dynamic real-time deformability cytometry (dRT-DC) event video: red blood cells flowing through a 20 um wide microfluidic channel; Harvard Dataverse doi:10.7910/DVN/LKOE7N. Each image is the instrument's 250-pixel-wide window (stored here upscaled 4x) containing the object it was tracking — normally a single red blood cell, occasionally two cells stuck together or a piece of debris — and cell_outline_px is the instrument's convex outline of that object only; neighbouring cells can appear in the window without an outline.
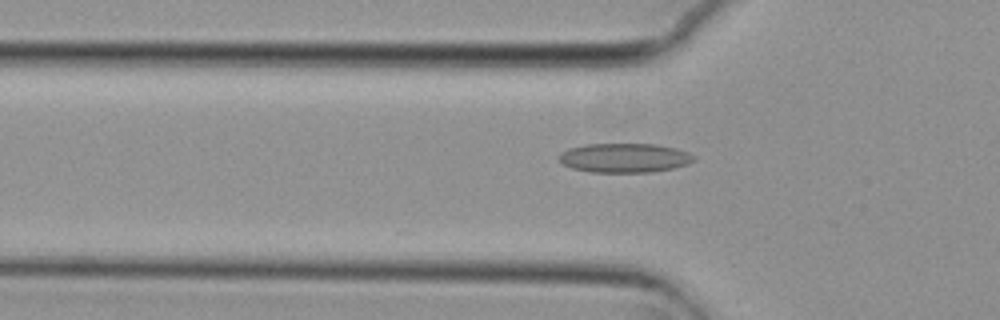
{"species": "common noctule bat (a hibernating species)", "species_latin": "Nyctalus noctula", "temperature_condition": "cold", "stored_images_in_passage": 39, "camera_frame_rate_fps": 3000, "um_per_image_px": 0.085, "animal": {"sex": "female", "body_mass_g": 29.2, "forearm_length_mm": 56.3}, "frame": {"image": 1, "passage_image": 2, "time_ms": 0.333, "image_size_px": [1000, 320], "cell_outline_px": [[696, 160], [688, 164], [672, 168], [652, 172], [592, 172], [572, 168], [564, 164], [560, 160], [560, 152], [568, 148], [584, 144], [656, 144], [676, 148], [688, 152], [696, 156]], "centroid_in_image_um": [53.11, 13.41], "position_along_channel_um": 72.7, "area_um2": 23.06}}
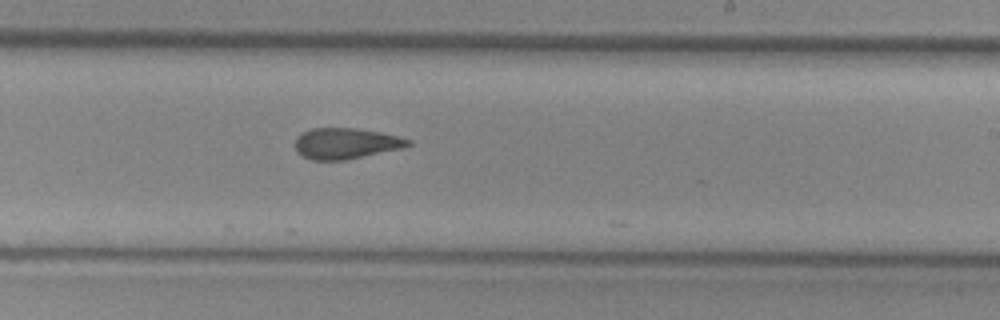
{"frame": {"image": 2, "passage_image": 17, "time_ms": 5.333, "image_size_px": [1000, 320], "cell_outline_px": [[412, 144], [404, 148], [344, 160], [312, 160], [296, 152], [296, 136], [300, 132], [312, 128], [356, 128], [380, 132], [412, 140]], "centroid_in_image_um": [29.39, 12.19], "position_along_channel_um": 259.6, "area_um2": 20.4}}
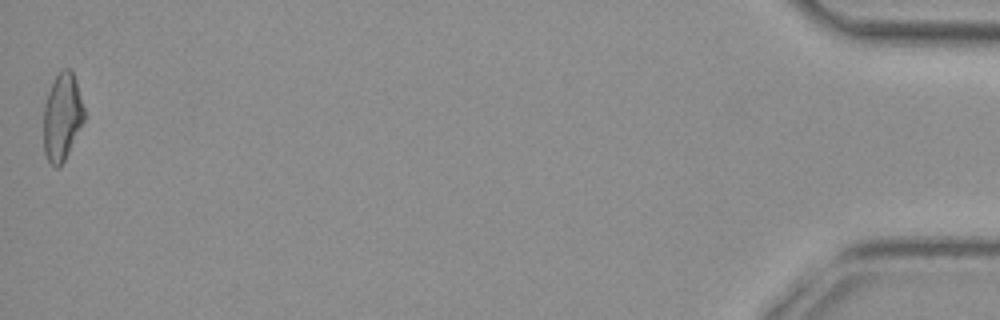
{"frame": {"image": 3, "passage_image": 39, "time_ms": 12.667, "image_size_px": [1000, 320], "cell_outline_px": [[84, 120], [60, 168], [56, 168], [48, 160], [44, 152], [44, 104], [48, 92], [56, 76], [64, 68], [68, 68], [72, 72], [76, 80], [84, 108]], "centroid_in_image_um": [5.27, 9.94], "position_along_channel_um": 429.9, "area_um2": 20.35}, "authors_computed_cell_mechanics": {"area_um2": 20.6924, "velocity_mm_per_s": 3.728, "shape_relaxation_time_tau1_ms": null, "shape_relaxation_time_tau2_ms": 2.9113, "deformation_change_tau1": null, "deformation_change_tau2": 0.1107}}